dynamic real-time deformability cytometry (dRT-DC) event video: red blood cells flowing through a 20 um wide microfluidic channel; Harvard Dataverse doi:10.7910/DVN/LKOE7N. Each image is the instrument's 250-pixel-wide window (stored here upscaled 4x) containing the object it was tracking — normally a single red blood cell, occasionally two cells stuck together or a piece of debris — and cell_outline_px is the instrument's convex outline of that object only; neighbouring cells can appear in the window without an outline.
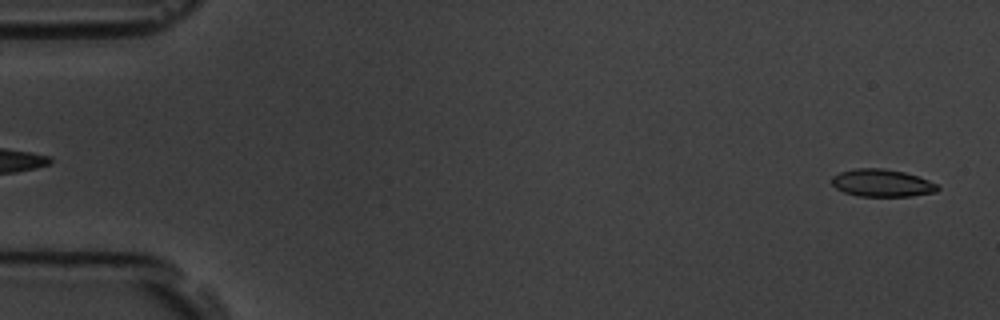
{"species": "common noctule bat (a hibernating species)", "species_latin": "Nyctalus noctula", "temperature_condition": "room temperature", "stored_images_in_passage": 4, "segment_of_instrument_passage": [2, 2], "camera_frame_rate_fps": 3000, "um_per_image_px": 0.085, "animal": {"sex": "male", "body_mass_g": 19.5, "forearm_length_mm": 54.6}, "frame": {"image": 1, "passage_image": 4, "time_ms": 4.333, "image_size_px": [1000, 320], "cell_outline_px": [[940, 188], [936, 192], [912, 196], [856, 196], [844, 192], [836, 188], [832, 184], [832, 176], [840, 172], [856, 168], [884, 168], [904, 172], [928, 180], [936, 184]], "centroid_in_image_um": [74.95, 15.56], "position_along_channel_um": 10.0, "area_um2": 16.94}}